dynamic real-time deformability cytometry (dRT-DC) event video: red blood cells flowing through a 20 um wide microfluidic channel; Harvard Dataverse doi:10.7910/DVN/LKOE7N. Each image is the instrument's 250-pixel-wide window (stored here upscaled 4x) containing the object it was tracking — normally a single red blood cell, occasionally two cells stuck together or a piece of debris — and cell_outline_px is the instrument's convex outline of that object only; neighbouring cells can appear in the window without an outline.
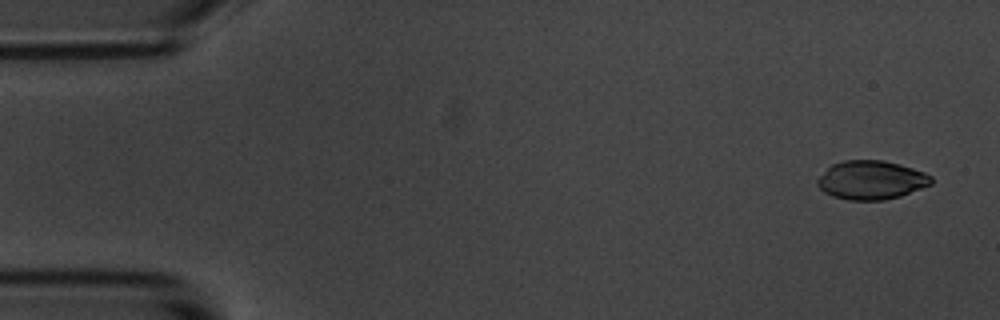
{"species": "common noctule bat (a hibernating species)", "species_latin": "Nyctalus noctula", "temperature_condition": "room temperature", "stored_images_in_passage": 5, "camera_frame_rate_fps": 3000, "um_per_image_px": 0.085, "animal": {"sex": "male", "body_mass_g": 20.1, "forearm_length_mm": 53.5}, "frame": {"image": 1, "passage_image": 1, "time_ms": 0.0, "image_size_px": [1000, 320], "cell_outline_px": [[932, 184], [900, 196], [884, 200], [848, 200], [832, 196], [824, 192], [816, 184], [816, 180], [832, 164], [844, 160], [884, 160], [900, 164], [924, 172], [932, 176]], "centroid_in_image_um": [74.05, 15.3], "position_along_channel_um": 11.0, "area_um2": 25.72}}
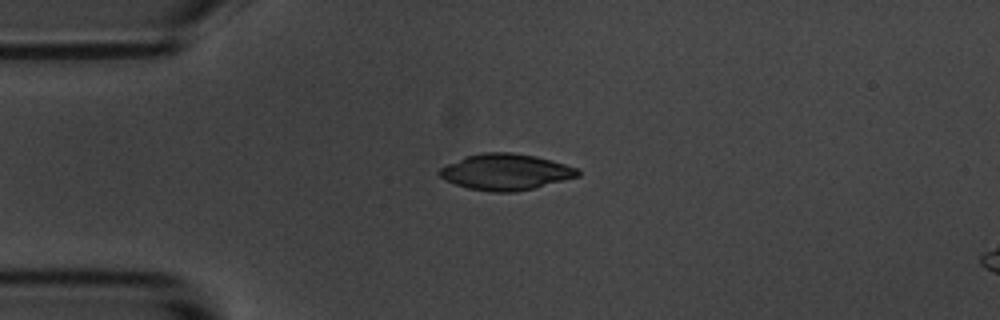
{"frame": {"image": 2, "passage_image": 4, "time_ms": 3.667, "image_size_px": [1000, 320], "cell_outline_px": [[580, 176], [516, 192], [492, 192], [468, 188], [444, 180], [436, 172], [440, 168], [448, 164], [468, 156], [484, 152], [512, 152], [536, 156], [552, 160], [580, 168]], "centroid_in_image_um": [43.01, 14.61], "position_along_channel_um": 42.0, "area_um2": 29.07}}